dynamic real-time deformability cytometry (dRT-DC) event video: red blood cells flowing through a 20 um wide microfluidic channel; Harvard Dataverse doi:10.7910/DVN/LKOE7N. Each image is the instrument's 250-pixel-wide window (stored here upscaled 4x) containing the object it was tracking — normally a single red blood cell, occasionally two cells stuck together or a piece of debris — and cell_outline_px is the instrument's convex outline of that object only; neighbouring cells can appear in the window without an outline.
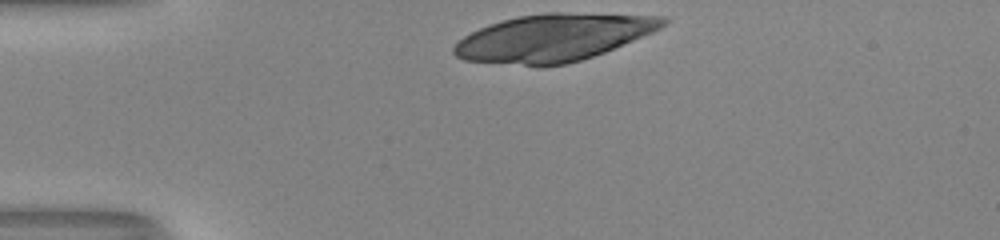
{"species": "human", "species_latin": "Homo sapiens", "temperature_condition": "room temperature", "stored_images_in_passage": 30, "camera_frame_rate_fps": 3000, "um_per_image_px": 0.085, "donor": {"sex": "male"}, "frame": {"image": 1, "passage_image": 1, "time_ms": 0.0, "image_size_px": [1000, 240], "cell_outline_px": [[668, 20], [660, 28], [652, 32], [604, 52], [580, 60], [564, 64], [540, 68], [464, 60], [456, 56], [452, 52], [452, 48], [464, 36], [488, 24], [520, 16], [544, 12], [560, 12], [668, 16]], "centroid_in_image_um": [47.02, 3.21], "position_along_channel_um": 38.0, "area_um2": 57.86}}